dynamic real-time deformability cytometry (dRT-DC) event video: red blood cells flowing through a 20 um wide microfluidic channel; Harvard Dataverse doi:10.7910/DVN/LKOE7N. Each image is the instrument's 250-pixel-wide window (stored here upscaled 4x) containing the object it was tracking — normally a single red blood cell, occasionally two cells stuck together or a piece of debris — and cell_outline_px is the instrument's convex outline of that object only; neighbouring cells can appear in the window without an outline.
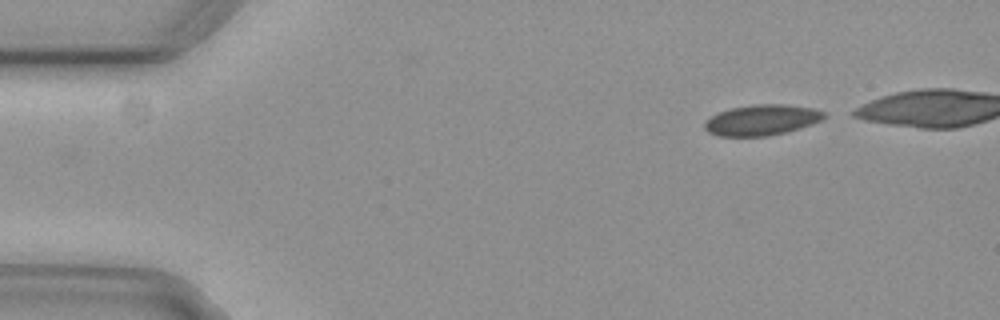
{"species": "common noctule bat (a hibernating species)", "species_latin": "Nyctalus noctula", "temperature_condition": "cold", "stored_images_in_passage": 43, "camera_frame_rate_fps": 3000, "um_per_image_px": 0.085, "animal": {"sex": "female", "body_mass_g": 29.2, "forearm_length_mm": 56.3}, "frame": {"image": 1, "passage_image": 2, "time_ms": 0.333, "image_size_px": [1000, 320], "cell_outline_px": [[828, 116], [812, 124], [784, 132], [768, 136], [720, 136], [708, 132], [704, 128], [704, 120], [720, 112], [732, 108], [756, 104], [784, 104], [812, 108], [824, 112]], "centroid_in_image_um": [64.74, 10.2], "position_along_channel_um": 20.3, "area_um2": 21.15}}
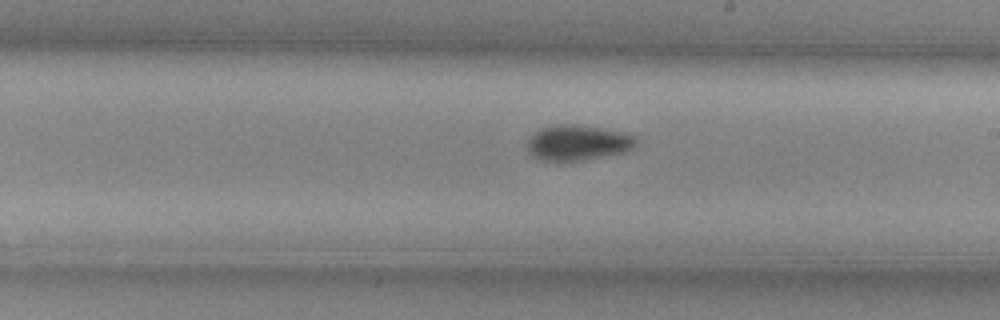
{"frame": {"image": 2, "passage_image": 26, "time_ms": 8.333, "image_size_px": [1000, 320], "cell_outline_px": [[640, 140], [632, 148], [624, 152], [580, 160], [540, 160], [532, 156], [528, 152], [528, 140], [540, 128], [552, 124], [584, 124], [628, 132], [636, 136]], "centroid_in_image_um": [49.17, 12.09], "position_along_channel_um": 239.8, "area_um2": 22.77}}
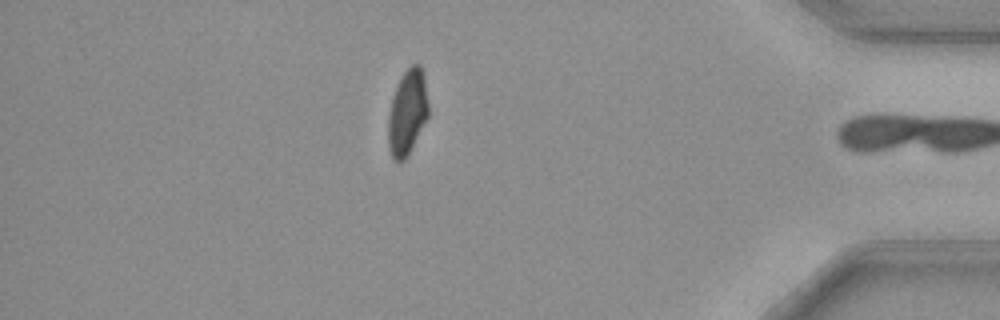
{"frame": {"image": 3, "passage_image": 42, "time_ms": 13.667, "image_size_px": [1000, 320], "cell_outline_px": [[428, 116], [408, 156], [404, 160], [392, 160], [388, 144], [388, 116], [392, 100], [400, 76], [412, 64], [420, 64], [424, 72], [428, 104]], "centroid_in_image_um": [34.63, 9.54], "position_along_channel_um": 400.6, "area_um2": 20.0}, "authors_computed_cell_mechanics": {"area_um2": 21.964, "velocity_mm_per_s": 3.8145, "shape_relaxation_time_tau1_ms": 4.5837, "shape_relaxation_time_tau2_ms": null, "deformation_change_tau1": 0.1087, "deformation_change_tau2": null}}